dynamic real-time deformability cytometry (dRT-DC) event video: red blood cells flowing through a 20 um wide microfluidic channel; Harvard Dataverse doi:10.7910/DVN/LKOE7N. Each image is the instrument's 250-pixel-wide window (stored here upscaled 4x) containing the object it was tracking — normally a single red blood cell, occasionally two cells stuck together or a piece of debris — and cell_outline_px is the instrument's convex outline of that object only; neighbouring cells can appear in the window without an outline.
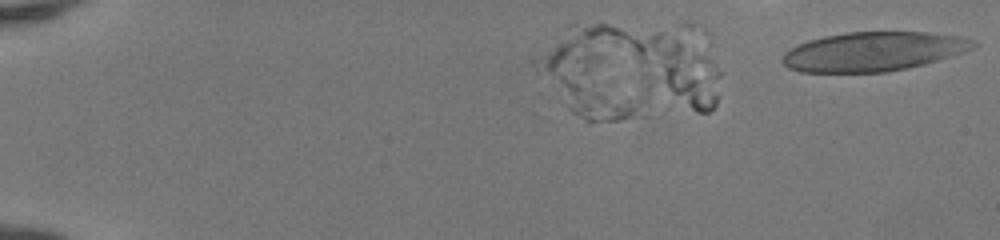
{"species": "human", "species_latin": "Homo sapiens", "temperature_condition": "room temperature", "stored_images_in_passage": 5, "camera_frame_rate_fps": 3000, "um_per_image_px": 0.085, "donor": {"sex": "female"}, "frame": {"image": 1, "passage_image": 5, "time_ms": 1.333, "image_size_px": [1000, 240], "cell_outline_px": [[980, 44], [976, 48], [964, 52], [924, 64], [908, 68], [884, 72], [800, 72], [788, 68], [780, 60], [780, 56], [784, 52], [808, 40], [824, 36], [848, 32], [928, 32], [960, 36], [976, 40]], "centroid_in_image_um": [74.26, 4.38], "position_along_channel_um": 10.7, "area_um2": 43.87}}